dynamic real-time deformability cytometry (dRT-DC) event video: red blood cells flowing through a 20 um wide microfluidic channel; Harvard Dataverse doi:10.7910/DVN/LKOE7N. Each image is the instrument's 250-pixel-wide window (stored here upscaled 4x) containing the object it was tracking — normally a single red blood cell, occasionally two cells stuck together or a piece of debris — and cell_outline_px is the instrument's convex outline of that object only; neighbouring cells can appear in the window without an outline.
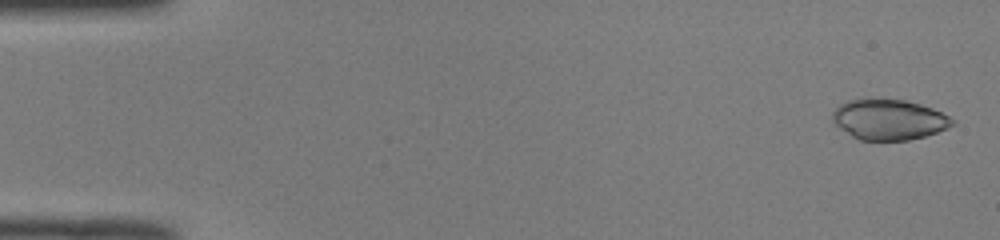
{"species": "common noctule bat (a hibernating species)", "species_latin": "Nyctalus noctula", "temperature_condition": "room temperature", "stored_images_in_passage": 50, "camera_frame_rate_fps": 3000, "um_per_image_px": 0.085, "animal": {"sex": "male", "body_mass_g": 19.0, "forearm_length_mm": 50.8}, "frame": {"image": 1, "passage_image": 2, "time_ms": 0.333, "image_size_px": [1000, 240], "cell_outline_px": [[956, 124], [948, 128], [924, 136], [908, 140], [860, 140], [852, 136], [840, 128], [832, 120], [832, 112], [840, 104], [848, 100], [872, 96], [904, 100], [920, 104], [932, 108], [956, 120]], "centroid_in_image_um": [75.54, 10.13], "position_along_channel_um": 9.5, "area_um2": 28.73}}
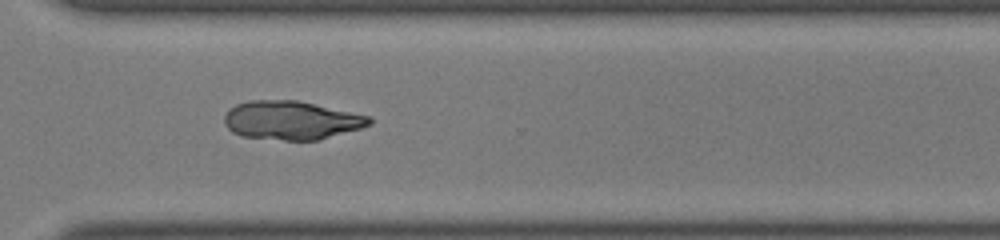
{"frame": {"image": 2, "passage_image": 37, "time_ms": 12.0, "image_size_px": [1000, 240], "cell_outline_px": [[372, 124], [360, 128], [320, 140], [284, 140], [240, 136], [232, 132], [224, 124], [224, 116], [236, 104], [248, 100], [296, 100], [368, 116], [372, 120]], "centroid_in_image_um": [24.73, 10.23], "position_along_channel_um": 345.9, "area_um2": 32.43}}
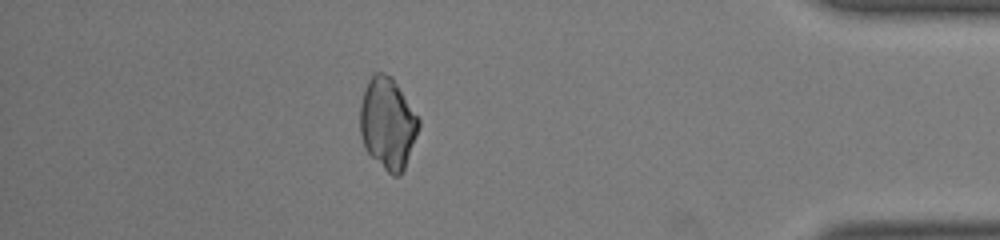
{"frame": {"image": 3, "passage_image": 44, "time_ms": 14.333, "image_size_px": [1000, 240], "cell_outline_px": [[420, 124], [404, 168], [400, 176], [392, 176], [364, 148], [360, 136], [360, 104], [364, 88], [372, 72], [380, 72], [392, 76], [420, 120]], "centroid_in_image_um": [32.92, 10.45], "position_along_channel_um": 402.3, "area_um2": 31.1}}